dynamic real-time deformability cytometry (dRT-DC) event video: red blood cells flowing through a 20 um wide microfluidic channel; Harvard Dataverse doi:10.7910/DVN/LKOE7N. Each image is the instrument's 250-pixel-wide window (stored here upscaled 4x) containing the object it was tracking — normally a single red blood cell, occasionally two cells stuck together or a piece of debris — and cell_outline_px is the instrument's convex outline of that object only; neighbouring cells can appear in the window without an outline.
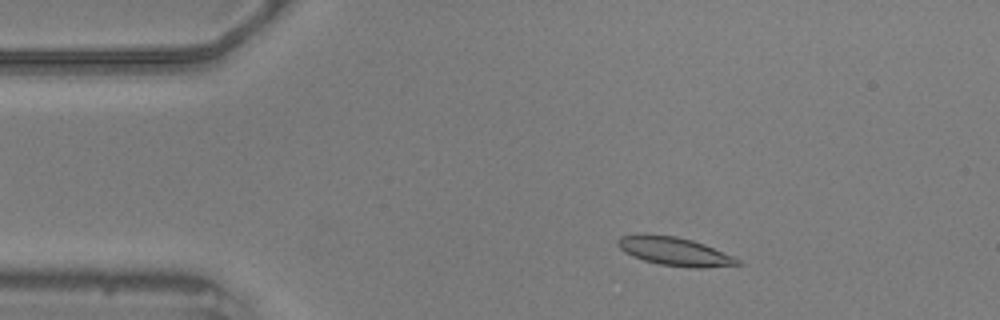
{"species": "common noctule bat (a hibernating species)", "species_latin": "Nyctalus noctula", "temperature_condition": "warm", "stored_images_in_passage": 48, "camera_frame_rate_fps": 3000, "um_per_image_px": 0.085, "animal": {"sex": "male", "body_mass_g": 20.5, "forearm_length_mm": 52.5}, "frame": {"image": 1, "passage_image": 1, "time_ms": 0.0, "image_size_px": [1000, 320], "cell_outline_px": [[744, 264], [704, 268], [692, 268], [660, 264], [644, 260], [632, 256], [624, 252], [616, 244], [616, 240], [620, 236], [640, 232], [648, 232], [676, 236], [692, 240], [704, 244], [732, 256], [740, 260]], "centroid_in_image_um": [57.27, 21.34], "position_along_channel_um": 27.7, "area_um2": 20.29}}
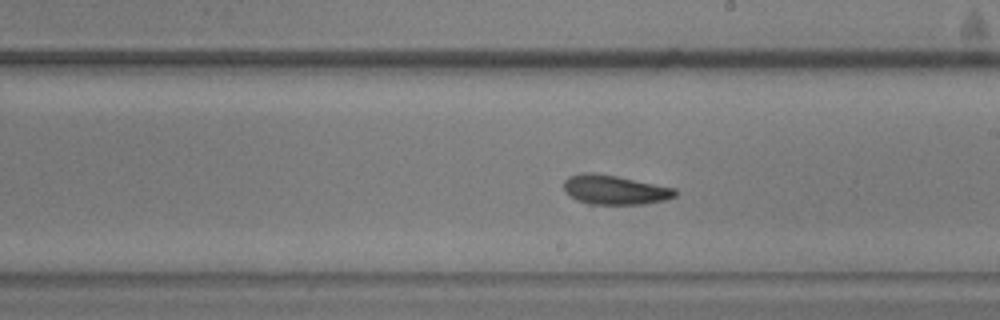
{"frame": {"image": 2, "passage_image": 23, "time_ms": 7.333, "image_size_px": [1000, 320], "cell_outline_px": [[676, 196], [664, 200], [644, 204], [588, 204], [576, 200], [568, 196], [564, 192], [564, 180], [568, 176], [584, 172], [592, 172], [616, 176], [676, 188]], "centroid_in_image_um": [52.2, 16.13], "position_along_channel_um": 236.8, "area_um2": 19.19}}
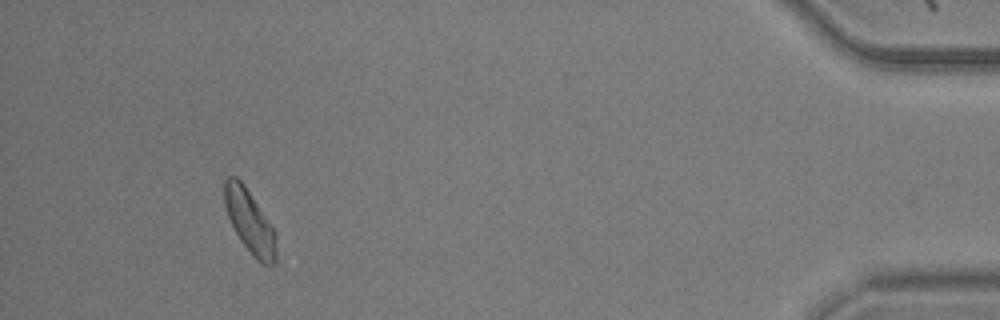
{"frame": {"image": 3, "passage_image": 44, "time_ms": 14.333, "image_size_px": [1000, 320], "cell_outline_px": [[276, 264], [264, 264], [256, 260], [240, 240], [228, 216], [224, 204], [224, 180], [228, 176], [236, 176], [244, 184], [276, 232]], "centroid_in_image_um": [21.23, 18.83], "position_along_channel_um": 414.0, "area_um2": 18.96}, "authors_computed_cell_mechanics": {"area_um2": 19.2763, "velocity_mm_per_s": 3.5418, "shape_relaxation_time_tau1_ms": 5.6515, "shape_relaxation_time_tau2_ms": 2.7671, "deformation_change_tau1": 0.1126, "deformation_change_tau2": 0.0899}}